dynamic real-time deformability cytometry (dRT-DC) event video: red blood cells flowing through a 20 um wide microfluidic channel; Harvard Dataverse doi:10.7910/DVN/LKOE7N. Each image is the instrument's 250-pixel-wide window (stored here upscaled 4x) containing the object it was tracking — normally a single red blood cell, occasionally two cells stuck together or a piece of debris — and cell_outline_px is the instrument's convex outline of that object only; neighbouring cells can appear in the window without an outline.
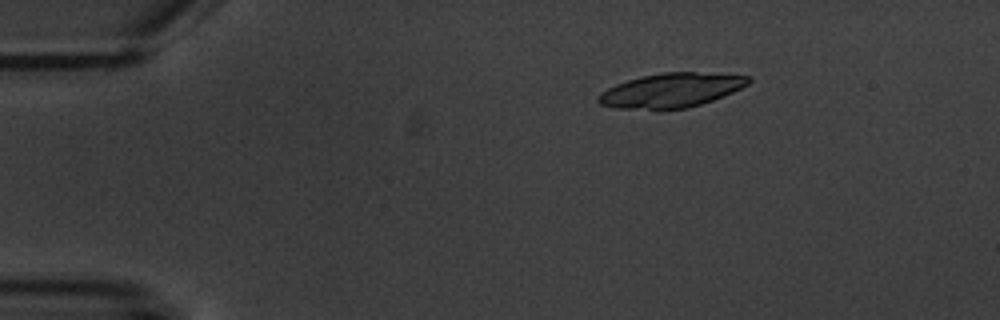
{"species": "common noctule bat (a hibernating species)", "species_latin": "Nyctalus noctula", "temperature_condition": "warm", "stored_images_in_passage": 5, "camera_frame_rate_fps": 3000, "um_per_image_px": 0.085, "animal": {"sex": "male", "body_mass_g": 20.1, "forearm_length_mm": 53.5}, "frame": {"image": 1, "passage_image": 3, "time_ms": 2.667, "image_size_px": [1000, 320], "cell_outline_px": [[752, 80], [748, 84], [724, 96], [688, 108], [616, 108], [600, 104], [596, 100], [596, 96], [600, 92], [616, 84], [640, 76], [664, 72], [696, 72], [752, 76]], "centroid_in_image_um": [57.04, 7.66], "position_along_channel_um": 28.0, "area_um2": 29.71}}